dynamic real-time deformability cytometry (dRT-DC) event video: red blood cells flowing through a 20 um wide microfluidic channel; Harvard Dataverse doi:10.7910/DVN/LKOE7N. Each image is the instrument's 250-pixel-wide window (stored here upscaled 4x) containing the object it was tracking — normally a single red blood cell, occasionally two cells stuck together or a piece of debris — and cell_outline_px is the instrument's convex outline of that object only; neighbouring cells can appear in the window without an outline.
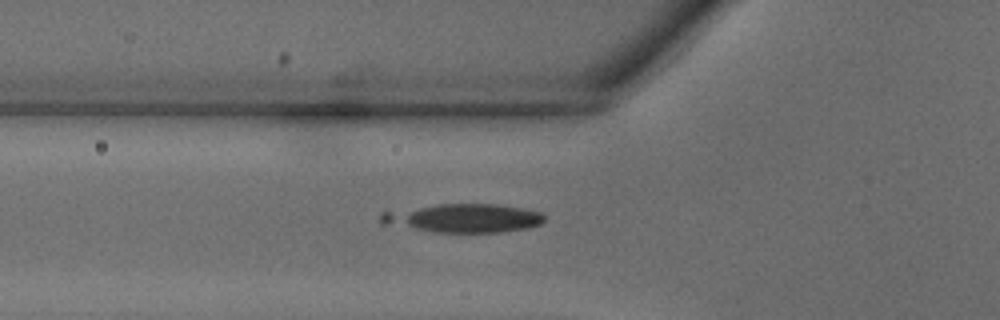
{"species": "common noctule bat (a hibernating species)", "species_latin": "Nyctalus noctula", "temperature_condition": "warm", "stored_images_in_passage": 25, "camera_frame_rate_fps": 3000, "um_per_image_px": 0.085, "animal": {"sex": "male", "body_mass_g": 18.8}, "frame": {"image": 1, "passage_image": 5, "time_ms": 1.333, "image_size_px": [1000, 320], "cell_outline_px": [[544, 220], [540, 224], [528, 228], [504, 232], [432, 232], [380, 224], [380, 212], [436, 204], [496, 204], [520, 208], [540, 212], [544, 216]], "centroid_in_image_um": [39.33, 18.55], "position_along_channel_um": 86.5, "area_um2": 27.4}}
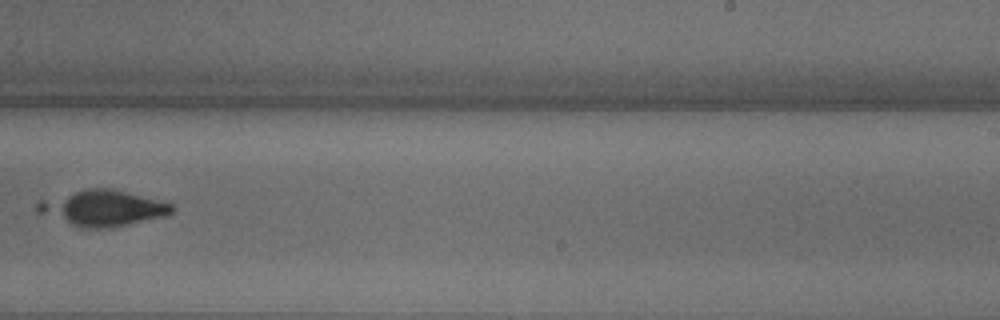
{"frame": {"image": 2, "passage_image": 16, "time_ms": 5.0, "image_size_px": [1000, 320], "cell_outline_px": [[176, 208], [172, 212], [164, 216], [128, 224], [108, 228], [84, 228], [36, 212], [36, 204], [40, 200], [84, 188], [112, 188], [172, 204]], "centroid_in_image_um": [8.71, 17.67], "position_along_channel_um": 280.3, "area_um2": 27.69}}
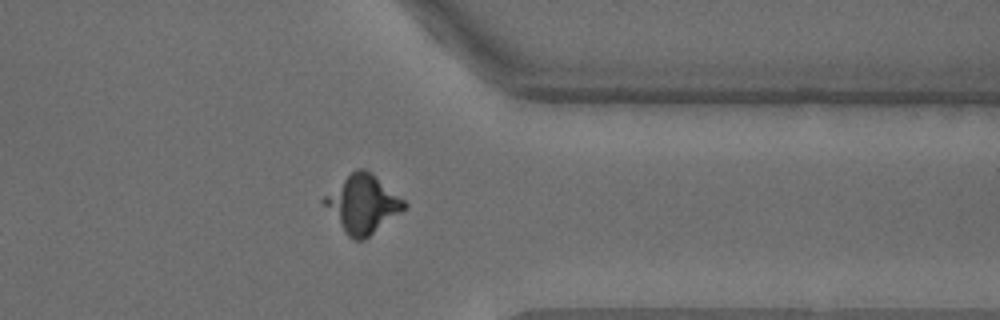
{"frame": {"image": 3, "passage_image": 22, "time_ms": 7.0, "image_size_px": [1000, 320], "cell_outline_px": [[408, 208], [364, 240], [352, 240], [348, 236], [320, 200], [324, 196], [356, 168], [364, 168], [372, 172], [404, 200], [408, 204]], "centroid_in_image_um": [30.86, 17.34], "position_along_channel_um": 380.5, "area_um2": 26.82}}